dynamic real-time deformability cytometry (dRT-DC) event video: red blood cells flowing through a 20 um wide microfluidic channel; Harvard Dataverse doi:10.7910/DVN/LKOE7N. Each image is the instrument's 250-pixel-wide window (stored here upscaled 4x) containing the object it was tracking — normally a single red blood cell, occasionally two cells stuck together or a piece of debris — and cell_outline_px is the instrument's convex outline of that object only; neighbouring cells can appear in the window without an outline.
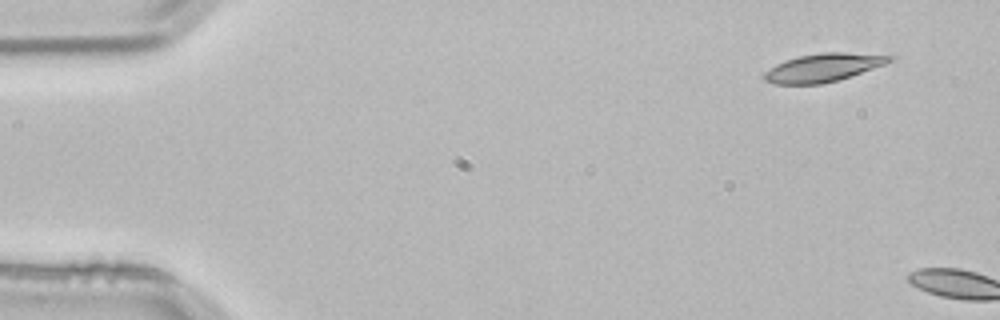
{"species": "common noctule bat (a hibernating species)", "species_latin": "Nyctalus noctula", "temperature_condition": "room temperature", "stored_images_in_passage": 2, "camera_frame_rate_fps": 3000, "um_per_image_px": 0.085, "animal": {"sex": "male", "body_mass_g": 21.5, "forearm_length_mm": 52.0}, "frame": {"image": 1, "passage_image": 1, "time_ms": 0.0, "image_size_px": [1000, 320], "cell_outline_px": [[896, 56], [892, 60], [884, 64], [840, 80], [820, 84], [772, 84], [764, 80], [764, 72], [776, 64], [784, 60], [800, 56], [820, 52], [844, 52]], "centroid_in_image_um": [69.95, 5.75], "position_along_channel_um": 15.1, "area_um2": 20.58}}